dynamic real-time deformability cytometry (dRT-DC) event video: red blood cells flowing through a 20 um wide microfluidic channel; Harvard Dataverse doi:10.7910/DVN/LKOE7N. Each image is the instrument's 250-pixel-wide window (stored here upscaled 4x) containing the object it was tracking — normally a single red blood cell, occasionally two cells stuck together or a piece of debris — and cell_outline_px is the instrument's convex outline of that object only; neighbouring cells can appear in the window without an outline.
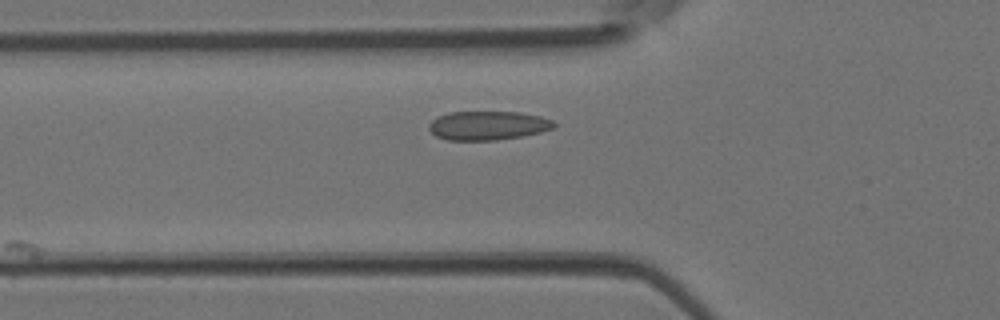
{"species": "Egyptian fruit bat (a non-hibernating species)", "species_latin": "Rousettus aegyptiacus", "temperature_condition": "room temperature", "stored_images_in_passage": 13, "camera_frame_rate_fps": 3000, "um_per_image_px": 0.085, "animal": {"sex": "female"}, "frame": {"image": 1, "passage_image": 2, "time_ms": 0.333, "image_size_px": [1000, 320], "cell_outline_px": [[556, 124], [552, 128], [540, 132], [520, 136], [496, 140], [448, 140], [436, 136], [428, 128], [428, 124], [436, 116], [448, 112], [520, 112], [540, 116], [552, 120]], "centroid_in_image_um": [41.43, 10.66], "position_along_channel_um": 84.4, "area_um2": 21.04}}